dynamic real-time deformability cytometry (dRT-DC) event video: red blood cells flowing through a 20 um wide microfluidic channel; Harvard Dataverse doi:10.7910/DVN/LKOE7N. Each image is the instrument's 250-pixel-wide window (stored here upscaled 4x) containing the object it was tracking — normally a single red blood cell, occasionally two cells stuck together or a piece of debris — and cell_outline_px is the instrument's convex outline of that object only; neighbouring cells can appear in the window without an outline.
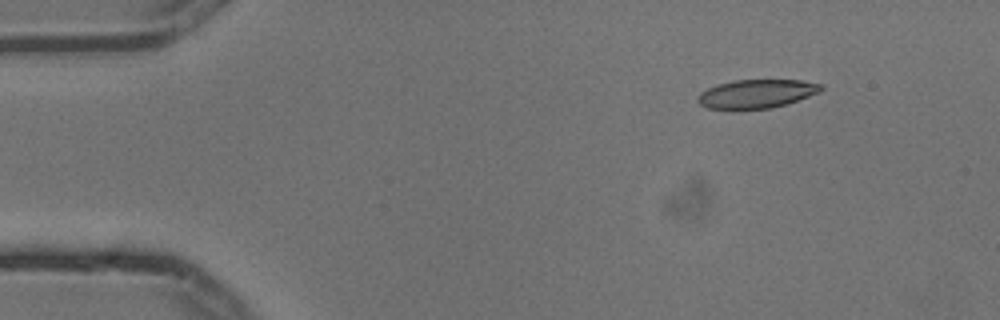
{"species": "common noctule bat (a hibernating species)", "species_latin": "Nyctalus noctula", "temperature_condition": "cold", "stored_images_in_passage": 2, "camera_frame_rate_fps": 3000, "um_per_image_px": 0.085, "animal": {"sex": "male", "body_mass_g": 13.3}, "frame": {"image": 1, "passage_image": 2, "time_ms": 0.333, "image_size_px": [1000, 320], "cell_outline_px": [[824, 88], [820, 92], [772, 108], [708, 108], [700, 104], [696, 100], [696, 96], [700, 92], [708, 88], [720, 84], [736, 80], [800, 80], [820, 84]], "centroid_in_image_um": [64.29, 7.96], "position_along_channel_um": 20.7, "area_um2": 20.11}}